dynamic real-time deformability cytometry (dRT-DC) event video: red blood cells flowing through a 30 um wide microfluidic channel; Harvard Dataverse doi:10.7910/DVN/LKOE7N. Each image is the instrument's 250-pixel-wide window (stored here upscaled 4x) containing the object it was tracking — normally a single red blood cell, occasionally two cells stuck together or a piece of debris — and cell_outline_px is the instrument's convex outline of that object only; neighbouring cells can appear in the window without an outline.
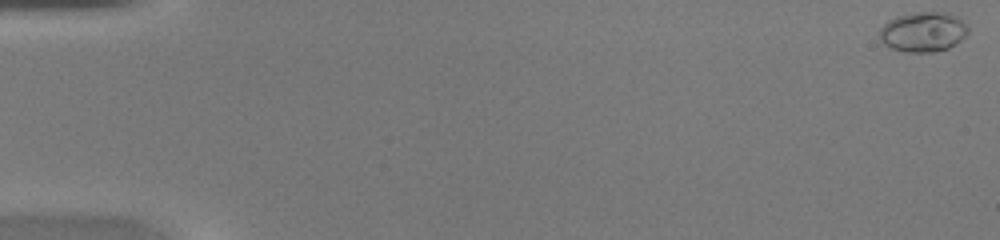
{"species": "common noctule bat (a hibernating species)", "species_latin": "Nyctalus noctula", "temperature_condition": "warm", "stored_images_in_passage": 46, "camera_frame_rate_fps": 3000, "um_per_image_px": 0.085, "animal": {"sex": "female", "body_mass_g": 20.0, "forearm_length_mm": 54.0}, "frame": {"image": 1, "passage_image": 1, "time_ms": 0.0, "image_size_px": [1000, 240], "cell_outline_px": [[968, 32], [956, 44], [948, 48], [932, 52], [904, 52], [888, 48], [880, 40], [880, 28], [888, 20], [896, 16], [912, 12], [948, 12], [956, 16], [968, 28]], "centroid_in_image_um": [78.42, 2.71], "position_along_channel_um": 6.6, "area_um2": 20.69}}
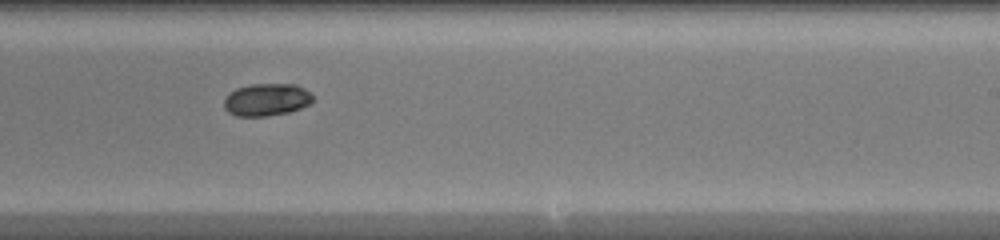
{"frame": {"image": 2, "passage_image": 29, "time_ms": 9.333, "image_size_px": [1000, 240], "cell_outline_px": [[316, 100], [300, 108], [288, 112], [268, 116], [236, 116], [228, 112], [224, 108], [224, 96], [228, 92], [236, 88], [248, 84], [296, 84], [304, 88]], "centroid_in_image_um": [22.62, 8.46], "position_along_channel_um": 266.4, "area_um2": 16.99}}
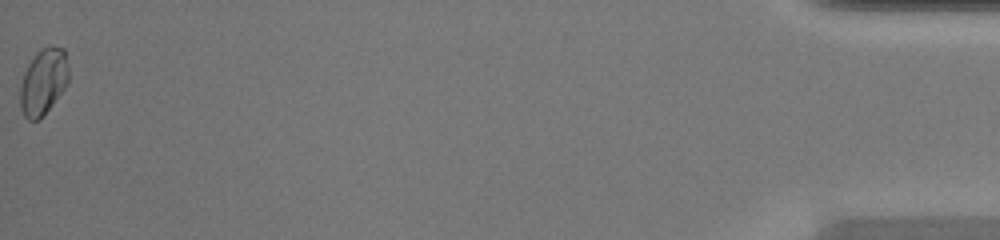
{"frame": {"image": 3, "passage_image": 46, "time_ms": 15.0, "image_size_px": [1000, 240], "cell_outline_px": [[68, 84], [40, 120], [28, 120], [24, 116], [20, 108], [20, 88], [24, 72], [28, 64], [40, 48], [48, 44], [64, 48], [68, 68]], "centroid_in_image_um": [3.69, 6.93], "position_along_channel_um": 431.5, "area_um2": 18.9}}